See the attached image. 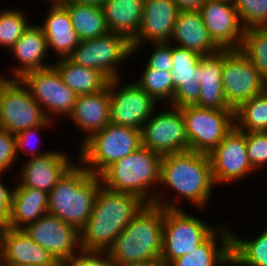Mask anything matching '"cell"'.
Returning <instances> with one entry per match:
<instances>
[{"label": "cell", "mask_w": 267, "mask_h": 266, "mask_svg": "<svg viewBox=\"0 0 267 266\" xmlns=\"http://www.w3.org/2000/svg\"><path fill=\"white\" fill-rule=\"evenodd\" d=\"M48 193L42 190L13 187L9 216L4 227L22 229L48 213Z\"/></svg>", "instance_id": "obj_28"}, {"label": "cell", "mask_w": 267, "mask_h": 266, "mask_svg": "<svg viewBox=\"0 0 267 266\" xmlns=\"http://www.w3.org/2000/svg\"><path fill=\"white\" fill-rule=\"evenodd\" d=\"M169 43L200 55L212 54L220 49L211 39L199 10L179 11Z\"/></svg>", "instance_id": "obj_25"}, {"label": "cell", "mask_w": 267, "mask_h": 266, "mask_svg": "<svg viewBox=\"0 0 267 266\" xmlns=\"http://www.w3.org/2000/svg\"><path fill=\"white\" fill-rule=\"evenodd\" d=\"M209 157L215 185L233 183L256 171L248 158L245 132L235 126L209 153Z\"/></svg>", "instance_id": "obj_16"}, {"label": "cell", "mask_w": 267, "mask_h": 266, "mask_svg": "<svg viewBox=\"0 0 267 266\" xmlns=\"http://www.w3.org/2000/svg\"><path fill=\"white\" fill-rule=\"evenodd\" d=\"M53 66L63 82L78 96L102 91L109 83L100 71L77 65L68 58L57 59Z\"/></svg>", "instance_id": "obj_30"}, {"label": "cell", "mask_w": 267, "mask_h": 266, "mask_svg": "<svg viewBox=\"0 0 267 266\" xmlns=\"http://www.w3.org/2000/svg\"><path fill=\"white\" fill-rule=\"evenodd\" d=\"M53 122H55V121H53L51 119H47L40 126L28 128L26 130H23V131L15 134L16 156L17 157L19 156V153H20L19 151H22V152H24V154H26L28 149L30 150V151L28 150L29 158L39 157V156H43V155L49 153L51 150H48V152H47V150L44 152L39 151V153H37L38 152L37 150H39L38 148L40 147L41 143L37 144L39 146L38 147L37 145L34 144V142H36V141L33 142V140L35 139L34 136L38 135L41 137V135L38 133L39 130L41 131L42 129H45V128L47 129V128L53 127V126H51V124H53ZM38 142H40V141H38ZM31 145H32V147L34 145V148H35V149L33 148V151H32V148H29V146H31ZM36 146H37V149H36Z\"/></svg>", "instance_id": "obj_39"}, {"label": "cell", "mask_w": 267, "mask_h": 266, "mask_svg": "<svg viewBox=\"0 0 267 266\" xmlns=\"http://www.w3.org/2000/svg\"><path fill=\"white\" fill-rule=\"evenodd\" d=\"M122 79L108 83L110 96V123L141 130L152 116L157 103L136 82L122 84ZM122 84V85H121Z\"/></svg>", "instance_id": "obj_13"}, {"label": "cell", "mask_w": 267, "mask_h": 266, "mask_svg": "<svg viewBox=\"0 0 267 266\" xmlns=\"http://www.w3.org/2000/svg\"><path fill=\"white\" fill-rule=\"evenodd\" d=\"M233 51V49H219L212 54L201 55L200 95L196 106L233 110L228 106L222 87L223 64Z\"/></svg>", "instance_id": "obj_22"}, {"label": "cell", "mask_w": 267, "mask_h": 266, "mask_svg": "<svg viewBox=\"0 0 267 266\" xmlns=\"http://www.w3.org/2000/svg\"><path fill=\"white\" fill-rule=\"evenodd\" d=\"M157 103L163 101L168 105L174 95L172 73L164 70L149 69L146 65L139 80L135 81Z\"/></svg>", "instance_id": "obj_35"}, {"label": "cell", "mask_w": 267, "mask_h": 266, "mask_svg": "<svg viewBox=\"0 0 267 266\" xmlns=\"http://www.w3.org/2000/svg\"><path fill=\"white\" fill-rule=\"evenodd\" d=\"M245 142L251 166L257 171L267 165V131L245 132ZM265 165V166H264Z\"/></svg>", "instance_id": "obj_38"}, {"label": "cell", "mask_w": 267, "mask_h": 266, "mask_svg": "<svg viewBox=\"0 0 267 266\" xmlns=\"http://www.w3.org/2000/svg\"><path fill=\"white\" fill-rule=\"evenodd\" d=\"M140 146L141 130L109 123L81 143L76 159L90 173L99 176L112 163Z\"/></svg>", "instance_id": "obj_6"}, {"label": "cell", "mask_w": 267, "mask_h": 266, "mask_svg": "<svg viewBox=\"0 0 267 266\" xmlns=\"http://www.w3.org/2000/svg\"><path fill=\"white\" fill-rule=\"evenodd\" d=\"M232 266H267V227L253 240L239 238L231 231Z\"/></svg>", "instance_id": "obj_32"}, {"label": "cell", "mask_w": 267, "mask_h": 266, "mask_svg": "<svg viewBox=\"0 0 267 266\" xmlns=\"http://www.w3.org/2000/svg\"><path fill=\"white\" fill-rule=\"evenodd\" d=\"M4 227V224H2L1 222H0V236H1V231H2V228Z\"/></svg>", "instance_id": "obj_49"}, {"label": "cell", "mask_w": 267, "mask_h": 266, "mask_svg": "<svg viewBox=\"0 0 267 266\" xmlns=\"http://www.w3.org/2000/svg\"><path fill=\"white\" fill-rule=\"evenodd\" d=\"M42 266H67V261L55 259L53 262Z\"/></svg>", "instance_id": "obj_47"}, {"label": "cell", "mask_w": 267, "mask_h": 266, "mask_svg": "<svg viewBox=\"0 0 267 266\" xmlns=\"http://www.w3.org/2000/svg\"><path fill=\"white\" fill-rule=\"evenodd\" d=\"M131 41L121 34L80 41L67 57L73 63L100 71L109 81L120 78V63L133 55Z\"/></svg>", "instance_id": "obj_7"}, {"label": "cell", "mask_w": 267, "mask_h": 266, "mask_svg": "<svg viewBox=\"0 0 267 266\" xmlns=\"http://www.w3.org/2000/svg\"><path fill=\"white\" fill-rule=\"evenodd\" d=\"M64 152V153H63ZM52 150L49 153L28 158L19 172L18 185L49 193L63 175L75 164L65 151Z\"/></svg>", "instance_id": "obj_20"}, {"label": "cell", "mask_w": 267, "mask_h": 266, "mask_svg": "<svg viewBox=\"0 0 267 266\" xmlns=\"http://www.w3.org/2000/svg\"><path fill=\"white\" fill-rule=\"evenodd\" d=\"M153 48L146 66L153 70H172V44L169 42L152 43Z\"/></svg>", "instance_id": "obj_40"}, {"label": "cell", "mask_w": 267, "mask_h": 266, "mask_svg": "<svg viewBox=\"0 0 267 266\" xmlns=\"http://www.w3.org/2000/svg\"><path fill=\"white\" fill-rule=\"evenodd\" d=\"M67 266H112L107 251L81 250L67 261Z\"/></svg>", "instance_id": "obj_42"}, {"label": "cell", "mask_w": 267, "mask_h": 266, "mask_svg": "<svg viewBox=\"0 0 267 266\" xmlns=\"http://www.w3.org/2000/svg\"><path fill=\"white\" fill-rule=\"evenodd\" d=\"M159 185L204 211L215 186L209 154L186 151L162 156Z\"/></svg>", "instance_id": "obj_4"}, {"label": "cell", "mask_w": 267, "mask_h": 266, "mask_svg": "<svg viewBox=\"0 0 267 266\" xmlns=\"http://www.w3.org/2000/svg\"><path fill=\"white\" fill-rule=\"evenodd\" d=\"M228 226L229 225L218 226L200 245L195 247V249H193L189 254L177 258L169 266L230 265L231 231L227 228Z\"/></svg>", "instance_id": "obj_26"}, {"label": "cell", "mask_w": 267, "mask_h": 266, "mask_svg": "<svg viewBox=\"0 0 267 266\" xmlns=\"http://www.w3.org/2000/svg\"><path fill=\"white\" fill-rule=\"evenodd\" d=\"M147 203L133 193L99 189L91 215L79 231L84 251H107Z\"/></svg>", "instance_id": "obj_1"}, {"label": "cell", "mask_w": 267, "mask_h": 266, "mask_svg": "<svg viewBox=\"0 0 267 266\" xmlns=\"http://www.w3.org/2000/svg\"><path fill=\"white\" fill-rule=\"evenodd\" d=\"M1 76H0V86L3 84V82L6 80V79H8V77L6 76H3L4 74H0Z\"/></svg>", "instance_id": "obj_48"}, {"label": "cell", "mask_w": 267, "mask_h": 266, "mask_svg": "<svg viewBox=\"0 0 267 266\" xmlns=\"http://www.w3.org/2000/svg\"><path fill=\"white\" fill-rule=\"evenodd\" d=\"M143 6L144 0H105L103 10L108 31L131 41L140 28Z\"/></svg>", "instance_id": "obj_29"}, {"label": "cell", "mask_w": 267, "mask_h": 266, "mask_svg": "<svg viewBox=\"0 0 267 266\" xmlns=\"http://www.w3.org/2000/svg\"><path fill=\"white\" fill-rule=\"evenodd\" d=\"M160 162L159 154L140 146L132 154L112 163L99 175L102 186L114 192L133 193L147 204L165 209H183L178 202L175 204L176 200L169 201L158 191L156 193L150 189L159 184Z\"/></svg>", "instance_id": "obj_2"}, {"label": "cell", "mask_w": 267, "mask_h": 266, "mask_svg": "<svg viewBox=\"0 0 267 266\" xmlns=\"http://www.w3.org/2000/svg\"><path fill=\"white\" fill-rule=\"evenodd\" d=\"M179 11L174 0H144L140 28L131 40L133 52L143 43L169 42Z\"/></svg>", "instance_id": "obj_18"}, {"label": "cell", "mask_w": 267, "mask_h": 266, "mask_svg": "<svg viewBox=\"0 0 267 266\" xmlns=\"http://www.w3.org/2000/svg\"><path fill=\"white\" fill-rule=\"evenodd\" d=\"M77 162L48 193V214L80 231L91 215L102 181Z\"/></svg>", "instance_id": "obj_5"}, {"label": "cell", "mask_w": 267, "mask_h": 266, "mask_svg": "<svg viewBox=\"0 0 267 266\" xmlns=\"http://www.w3.org/2000/svg\"><path fill=\"white\" fill-rule=\"evenodd\" d=\"M10 78L0 86V128L17 134L42 125L48 118L41 106L20 79Z\"/></svg>", "instance_id": "obj_10"}, {"label": "cell", "mask_w": 267, "mask_h": 266, "mask_svg": "<svg viewBox=\"0 0 267 266\" xmlns=\"http://www.w3.org/2000/svg\"><path fill=\"white\" fill-rule=\"evenodd\" d=\"M201 55L172 44V81L174 95L169 105L182 108L196 105L200 95Z\"/></svg>", "instance_id": "obj_19"}, {"label": "cell", "mask_w": 267, "mask_h": 266, "mask_svg": "<svg viewBox=\"0 0 267 266\" xmlns=\"http://www.w3.org/2000/svg\"><path fill=\"white\" fill-rule=\"evenodd\" d=\"M164 208L146 204L107 250L112 265L144 263L161 258Z\"/></svg>", "instance_id": "obj_3"}, {"label": "cell", "mask_w": 267, "mask_h": 266, "mask_svg": "<svg viewBox=\"0 0 267 266\" xmlns=\"http://www.w3.org/2000/svg\"><path fill=\"white\" fill-rule=\"evenodd\" d=\"M179 10H199L206 0H174Z\"/></svg>", "instance_id": "obj_44"}, {"label": "cell", "mask_w": 267, "mask_h": 266, "mask_svg": "<svg viewBox=\"0 0 267 266\" xmlns=\"http://www.w3.org/2000/svg\"><path fill=\"white\" fill-rule=\"evenodd\" d=\"M27 16L19 9L0 11V46L10 49L29 27Z\"/></svg>", "instance_id": "obj_36"}, {"label": "cell", "mask_w": 267, "mask_h": 266, "mask_svg": "<svg viewBox=\"0 0 267 266\" xmlns=\"http://www.w3.org/2000/svg\"><path fill=\"white\" fill-rule=\"evenodd\" d=\"M22 230L54 259L68 261L81 251L79 231L48 213Z\"/></svg>", "instance_id": "obj_15"}, {"label": "cell", "mask_w": 267, "mask_h": 266, "mask_svg": "<svg viewBox=\"0 0 267 266\" xmlns=\"http://www.w3.org/2000/svg\"><path fill=\"white\" fill-rule=\"evenodd\" d=\"M61 3L68 10L72 26L80 41L102 37L109 33L103 7L69 0H63Z\"/></svg>", "instance_id": "obj_31"}, {"label": "cell", "mask_w": 267, "mask_h": 266, "mask_svg": "<svg viewBox=\"0 0 267 266\" xmlns=\"http://www.w3.org/2000/svg\"><path fill=\"white\" fill-rule=\"evenodd\" d=\"M42 24H37L47 40L48 51L54 50L56 57L67 58L80 43L72 26L67 8L61 2H50Z\"/></svg>", "instance_id": "obj_23"}, {"label": "cell", "mask_w": 267, "mask_h": 266, "mask_svg": "<svg viewBox=\"0 0 267 266\" xmlns=\"http://www.w3.org/2000/svg\"><path fill=\"white\" fill-rule=\"evenodd\" d=\"M10 51L20 64L14 65L11 72L13 79L21 78L28 71L44 69L53 65L45 62V57L49 54L47 40L42 29L36 24L29 25L10 48Z\"/></svg>", "instance_id": "obj_27"}, {"label": "cell", "mask_w": 267, "mask_h": 266, "mask_svg": "<svg viewBox=\"0 0 267 266\" xmlns=\"http://www.w3.org/2000/svg\"><path fill=\"white\" fill-rule=\"evenodd\" d=\"M17 158L15 134L0 128V172H8Z\"/></svg>", "instance_id": "obj_41"}, {"label": "cell", "mask_w": 267, "mask_h": 266, "mask_svg": "<svg viewBox=\"0 0 267 266\" xmlns=\"http://www.w3.org/2000/svg\"><path fill=\"white\" fill-rule=\"evenodd\" d=\"M52 255L22 229L3 227L0 236L2 266H42L53 262Z\"/></svg>", "instance_id": "obj_21"}, {"label": "cell", "mask_w": 267, "mask_h": 266, "mask_svg": "<svg viewBox=\"0 0 267 266\" xmlns=\"http://www.w3.org/2000/svg\"><path fill=\"white\" fill-rule=\"evenodd\" d=\"M112 266H168V265L161 258H158L156 260L144 263L128 264V265H112Z\"/></svg>", "instance_id": "obj_45"}, {"label": "cell", "mask_w": 267, "mask_h": 266, "mask_svg": "<svg viewBox=\"0 0 267 266\" xmlns=\"http://www.w3.org/2000/svg\"><path fill=\"white\" fill-rule=\"evenodd\" d=\"M180 109L185 121L189 151L209 154L235 126L234 110L196 105Z\"/></svg>", "instance_id": "obj_9"}, {"label": "cell", "mask_w": 267, "mask_h": 266, "mask_svg": "<svg viewBox=\"0 0 267 266\" xmlns=\"http://www.w3.org/2000/svg\"><path fill=\"white\" fill-rule=\"evenodd\" d=\"M216 228L184 209L164 208L161 259L169 266L177 258L189 254Z\"/></svg>", "instance_id": "obj_8"}, {"label": "cell", "mask_w": 267, "mask_h": 266, "mask_svg": "<svg viewBox=\"0 0 267 266\" xmlns=\"http://www.w3.org/2000/svg\"><path fill=\"white\" fill-rule=\"evenodd\" d=\"M222 87L228 106L236 110L266 90L267 80L242 51L234 50L223 64Z\"/></svg>", "instance_id": "obj_14"}, {"label": "cell", "mask_w": 267, "mask_h": 266, "mask_svg": "<svg viewBox=\"0 0 267 266\" xmlns=\"http://www.w3.org/2000/svg\"><path fill=\"white\" fill-rule=\"evenodd\" d=\"M244 29L267 26V0H232Z\"/></svg>", "instance_id": "obj_37"}, {"label": "cell", "mask_w": 267, "mask_h": 266, "mask_svg": "<svg viewBox=\"0 0 267 266\" xmlns=\"http://www.w3.org/2000/svg\"><path fill=\"white\" fill-rule=\"evenodd\" d=\"M169 107L171 109H165L164 112L157 113L155 110L141 128L142 146L161 157L189 151L181 109L171 105Z\"/></svg>", "instance_id": "obj_12"}, {"label": "cell", "mask_w": 267, "mask_h": 266, "mask_svg": "<svg viewBox=\"0 0 267 266\" xmlns=\"http://www.w3.org/2000/svg\"><path fill=\"white\" fill-rule=\"evenodd\" d=\"M234 121L243 132L267 131V89L234 110Z\"/></svg>", "instance_id": "obj_33"}, {"label": "cell", "mask_w": 267, "mask_h": 266, "mask_svg": "<svg viewBox=\"0 0 267 266\" xmlns=\"http://www.w3.org/2000/svg\"><path fill=\"white\" fill-rule=\"evenodd\" d=\"M19 79L48 119L55 121V117H68L73 112L78 95L63 82L53 65L28 71Z\"/></svg>", "instance_id": "obj_11"}, {"label": "cell", "mask_w": 267, "mask_h": 266, "mask_svg": "<svg viewBox=\"0 0 267 266\" xmlns=\"http://www.w3.org/2000/svg\"><path fill=\"white\" fill-rule=\"evenodd\" d=\"M254 68L267 80V26L245 29L241 48Z\"/></svg>", "instance_id": "obj_34"}, {"label": "cell", "mask_w": 267, "mask_h": 266, "mask_svg": "<svg viewBox=\"0 0 267 266\" xmlns=\"http://www.w3.org/2000/svg\"><path fill=\"white\" fill-rule=\"evenodd\" d=\"M63 0H49V2H61Z\"/></svg>", "instance_id": "obj_50"}, {"label": "cell", "mask_w": 267, "mask_h": 266, "mask_svg": "<svg viewBox=\"0 0 267 266\" xmlns=\"http://www.w3.org/2000/svg\"><path fill=\"white\" fill-rule=\"evenodd\" d=\"M2 175L5 174L0 172V222L5 224L10 213L13 189L5 186Z\"/></svg>", "instance_id": "obj_43"}, {"label": "cell", "mask_w": 267, "mask_h": 266, "mask_svg": "<svg viewBox=\"0 0 267 266\" xmlns=\"http://www.w3.org/2000/svg\"><path fill=\"white\" fill-rule=\"evenodd\" d=\"M68 118L77 128L83 130L85 135L79 140L82 143L93 133L102 130L110 123L109 87L96 93L78 96Z\"/></svg>", "instance_id": "obj_24"}, {"label": "cell", "mask_w": 267, "mask_h": 266, "mask_svg": "<svg viewBox=\"0 0 267 266\" xmlns=\"http://www.w3.org/2000/svg\"><path fill=\"white\" fill-rule=\"evenodd\" d=\"M199 12L211 39L220 49L241 48L245 29L232 0H206Z\"/></svg>", "instance_id": "obj_17"}, {"label": "cell", "mask_w": 267, "mask_h": 266, "mask_svg": "<svg viewBox=\"0 0 267 266\" xmlns=\"http://www.w3.org/2000/svg\"><path fill=\"white\" fill-rule=\"evenodd\" d=\"M79 4L96 5L103 7L105 0H69Z\"/></svg>", "instance_id": "obj_46"}]
</instances>
